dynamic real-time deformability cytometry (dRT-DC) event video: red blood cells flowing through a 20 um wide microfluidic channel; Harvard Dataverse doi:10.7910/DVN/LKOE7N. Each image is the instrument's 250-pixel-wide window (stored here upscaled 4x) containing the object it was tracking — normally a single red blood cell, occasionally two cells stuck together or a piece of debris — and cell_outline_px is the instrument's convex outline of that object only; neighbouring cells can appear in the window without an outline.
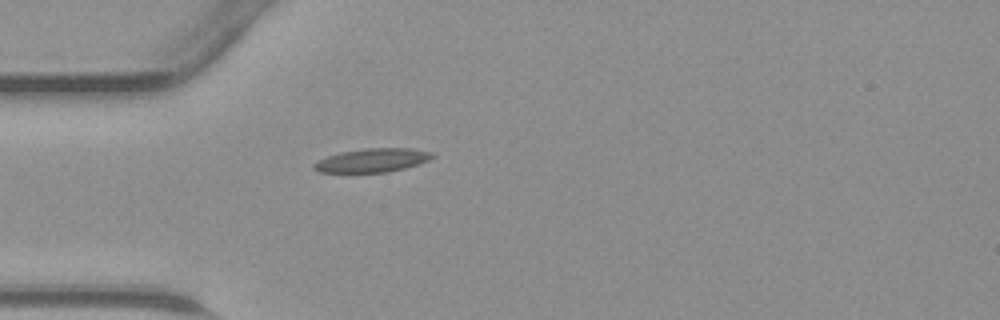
{"species": "common noctule bat (a hibernating species)", "species_latin": "Nyctalus noctula", "temperature_condition": "warm", "stored_images_in_passage": 33, "camera_frame_rate_fps": 3000, "um_per_image_px": 0.085, "animal": {"sex": "male", "body_mass_g": 23.1, "forearm_length_mm": 52.7}, "frame": {"image": 1, "passage_image": 1, "time_ms": 0.0, "image_size_px": [1000, 320], "cell_outline_px": [[436, 156], [420, 164], [388, 172], [320, 172], [312, 168], [312, 164], [328, 156], [340, 152], [364, 148], [412, 148], [432, 152]], "centroid_in_image_um": [31.68, 13.62], "position_along_channel_um": 53.3, "area_um2": 16.36}}
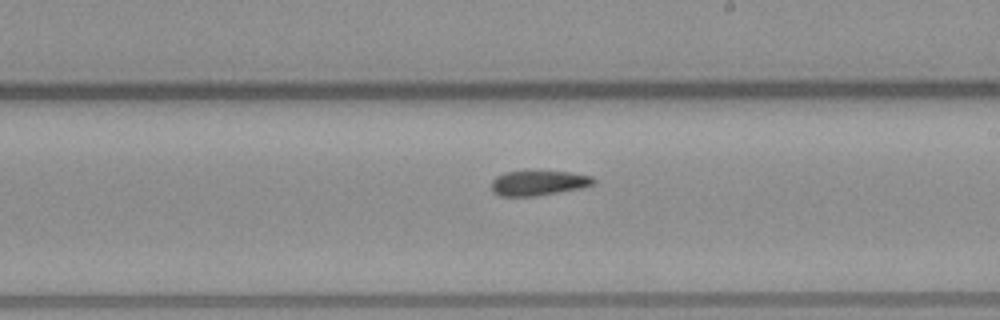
{"frame": {"image": 2, "passage_image": 14, "time_ms": 4.333, "image_size_px": [1000, 320], "cell_outline_px": [[596, 184], [580, 188], [536, 196], [500, 196], [492, 192], [492, 180], [496, 176], [504, 172], [568, 172], [592, 176], [596, 180]], "centroid_in_image_um": [45.77, 15.56], "position_along_channel_um": 243.2, "area_um2": 14.68}}
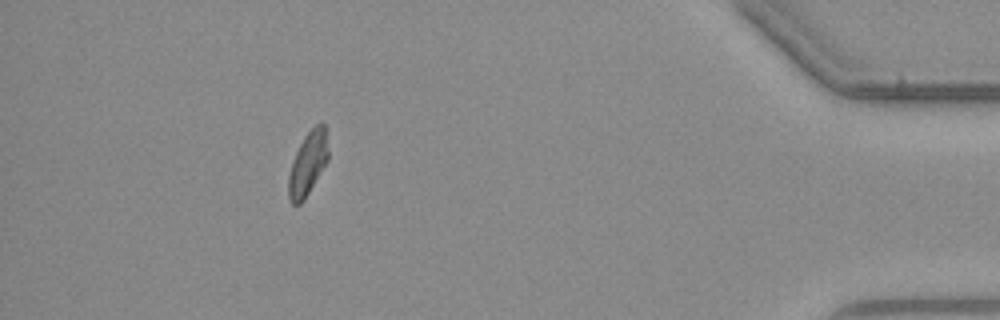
{"frame": {"image": 3, "passage_image": 29, "time_ms": 9.333, "image_size_px": [1000, 320], "cell_outline_px": [[328, 160], [304, 200], [300, 204], [292, 204], [288, 196], [288, 176], [292, 160], [304, 136], [320, 120], [324, 124], [328, 152]], "centroid_in_image_um": [26.15, 13.9], "position_along_channel_um": 409.0, "area_um2": 14.62}}